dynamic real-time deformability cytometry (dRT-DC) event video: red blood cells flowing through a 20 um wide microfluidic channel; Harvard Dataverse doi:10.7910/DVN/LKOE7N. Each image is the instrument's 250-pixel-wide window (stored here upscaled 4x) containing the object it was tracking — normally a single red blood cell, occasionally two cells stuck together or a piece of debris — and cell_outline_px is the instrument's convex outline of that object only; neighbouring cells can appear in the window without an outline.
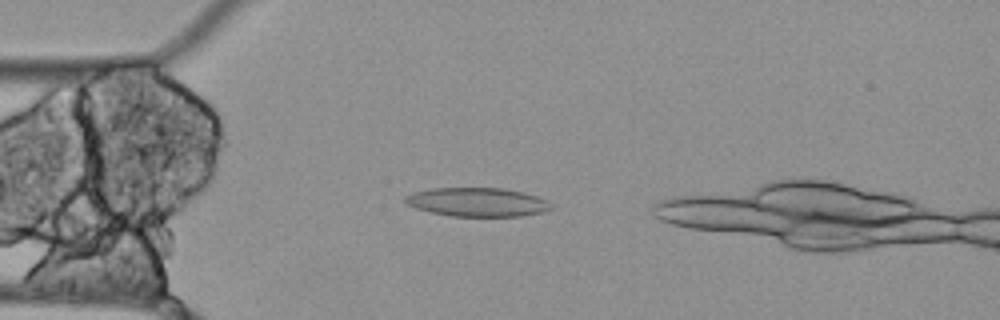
{"species": "Egyptian fruit bat (a non-hibernating species)", "species_latin": "Rousettus aegyptiacus", "temperature_condition": "cold", "stored_images_in_passage": 38, "camera_frame_rate_fps": 3000, "um_per_image_px": 0.085, "animal": {"sex": "female"}, "frame": {"image": 1, "passage_image": 6, "time_ms": 1.667, "image_size_px": [1000, 320], "cell_outline_px": [[552, 208], [544, 212], [520, 216], [452, 216], [428, 212], [416, 208], [408, 204], [404, 200], [404, 196], [412, 192], [432, 188], [504, 188], [524, 192], [548, 200], [552, 204]], "centroid_in_image_um": [40.58, 17.17], "position_along_channel_um": 44.4, "area_um2": 24.68}}
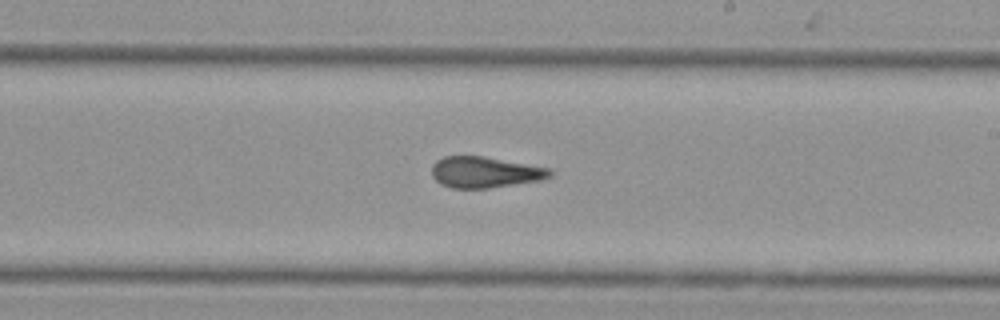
{"frame": {"image": 2, "passage_image": 24, "time_ms": 7.667, "image_size_px": [1000, 320], "cell_outline_px": [[556, 172], [552, 176], [544, 180], [488, 188], [452, 188], [440, 184], [432, 176], [432, 164], [436, 160], [444, 156], [484, 156], [552, 168]], "centroid_in_image_um": [41.28, 14.63], "position_along_channel_um": 247.7, "area_um2": 21.79}}
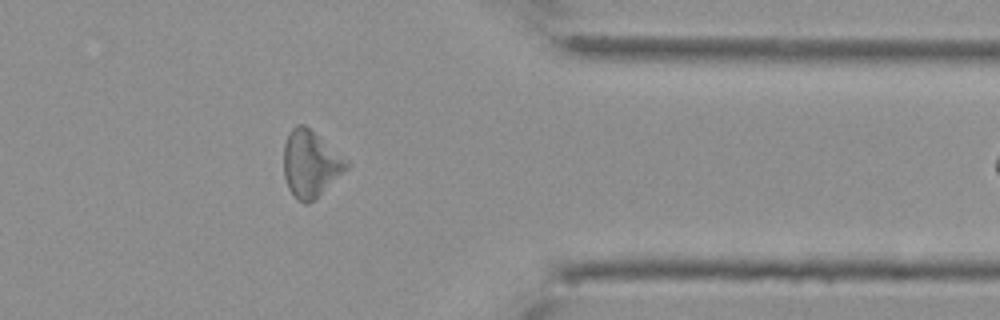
{"frame": {"image": 3, "passage_image": 37, "time_ms": 12.0, "image_size_px": [1000, 320], "cell_outline_px": [[348, 168], [308, 204], [304, 204], [288, 188], [284, 176], [284, 144], [292, 128], [296, 124], [304, 124], [348, 164]], "centroid_in_image_um": [26.32, 13.94], "position_along_channel_um": 385.1, "area_um2": 23.12}}